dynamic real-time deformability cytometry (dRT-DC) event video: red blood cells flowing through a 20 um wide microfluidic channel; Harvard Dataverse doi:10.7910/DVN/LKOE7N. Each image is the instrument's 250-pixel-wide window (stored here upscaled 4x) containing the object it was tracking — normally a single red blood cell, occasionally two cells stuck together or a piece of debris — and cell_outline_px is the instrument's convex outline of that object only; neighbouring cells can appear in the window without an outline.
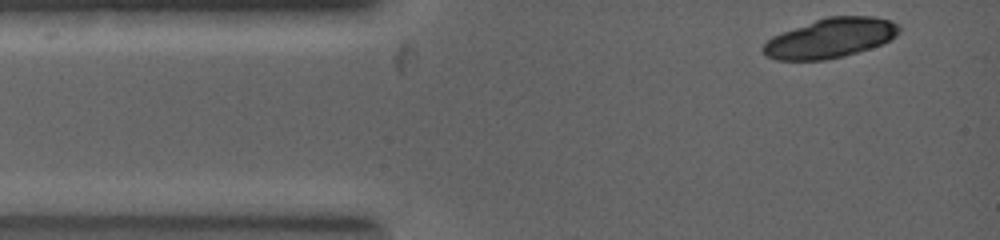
{"species": "common noctule bat (a hibernating species)", "species_latin": "Nyctalus noctula", "temperature_condition": "warm", "stored_images_in_passage": 3, "camera_frame_rate_fps": 5000, "um_per_image_px": 0.085, "animal": {"sex": "female", "body_mass_g": 19.0, "forearm_length_mm": 53.3}, "frame": {"image": 1, "passage_image": 1, "time_ms": 0.0, "image_size_px": [1000, 240], "cell_outline_px": [[900, 28], [896, 36], [880, 44], [844, 56], [824, 60], [776, 60], [768, 56], [764, 52], [764, 44], [772, 36], [816, 20], [828, 16], [872, 16], [888, 20], [896, 24]], "centroid_in_image_um": [70.58, 3.24], "position_along_channel_um": 14.4, "area_um2": 30.69}}